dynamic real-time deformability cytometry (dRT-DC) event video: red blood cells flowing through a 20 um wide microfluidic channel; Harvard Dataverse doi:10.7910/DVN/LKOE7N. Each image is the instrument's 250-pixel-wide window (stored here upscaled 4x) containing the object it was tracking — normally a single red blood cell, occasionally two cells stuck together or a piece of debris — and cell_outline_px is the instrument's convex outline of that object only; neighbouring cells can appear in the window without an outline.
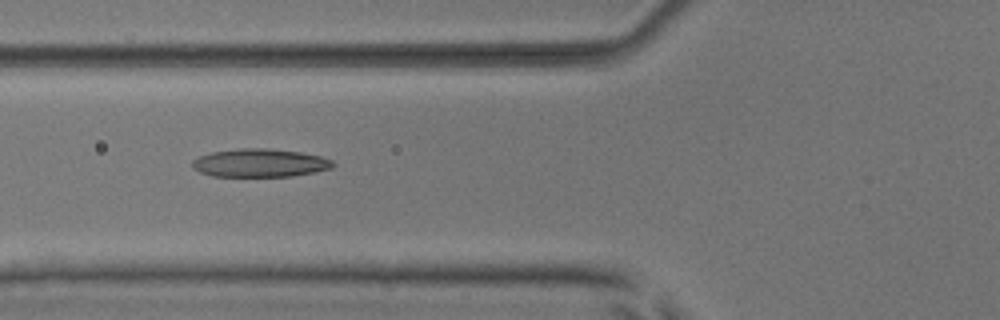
{"species": "common noctule bat (a hibernating species)", "species_latin": "Nyctalus noctula", "temperature_condition": "room temperature", "stored_images_in_passage": 5, "camera_frame_rate_fps": 3000, "um_per_image_px": 0.085, "animal": {"sex": "male", "body_mass_g": 17.9, "forearm_length_mm": 54.2}, "frame": {"image": 1, "passage_image": 5, "time_ms": 1.333, "image_size_px": [1000, 320], "cell_outline_px": [[336, 164], [332, 168], [316, 172], [292, 176], [212, 176], [200, 172], [192, 168], [192, 160], [200, 156], [212, 152], [240, 148], [268, 148], [300, 152], [320, 156], [332, 160]], "centroid_in_image_um": [22.1, 13.85], "position_along_channel_um": 103.7, "area_um2": 23.18}}